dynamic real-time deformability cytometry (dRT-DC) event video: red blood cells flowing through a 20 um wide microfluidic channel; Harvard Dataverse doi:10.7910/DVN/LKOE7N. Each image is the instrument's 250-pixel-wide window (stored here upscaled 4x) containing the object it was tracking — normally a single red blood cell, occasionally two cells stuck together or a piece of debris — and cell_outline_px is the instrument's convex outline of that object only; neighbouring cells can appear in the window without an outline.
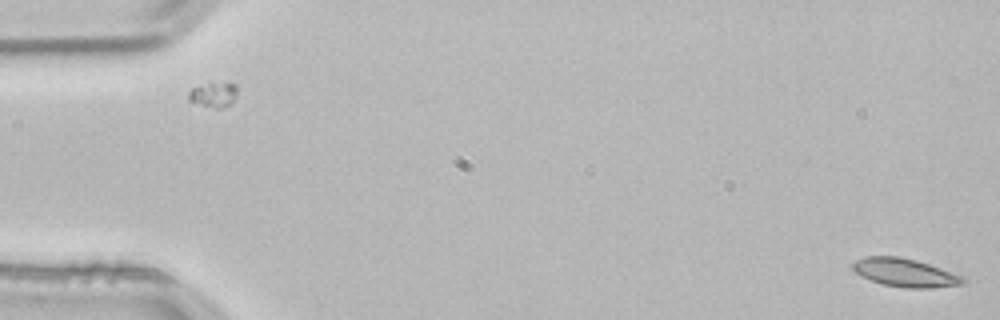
{"species": "common noctule bat (a hibernating species)", "species_latin": "Nyctalus noctula", "temperature_condition": "room temperature", "stored_images_in_passage": 5, "segment_of_instrument_passage": [1, 2], "camera_frame_rate_fps": 3000, "um_per_image_px": 0.085, "animal": {"sex": "male", "body_mass_g": 21.5, "forearm_length_mm": 52.0}, "frame": {"image": 1, "passage_image": 1, "time_ms": 0.0, "image_size_px": [1000, 320], "cell_outline_px": [[968, 280], [964, 284], [932, 288], [904, 288], [884, 284], [872, 280], [856, 272], [852, 268], [852, 264], [856, 260], [864, 256], [900, 256], [916, 260], [928, 264], [960, 276]], "centroid_in_image_um": [76.92, 23.17], "position_along_channel_um": 8.1, "area_um2": 17.92}}
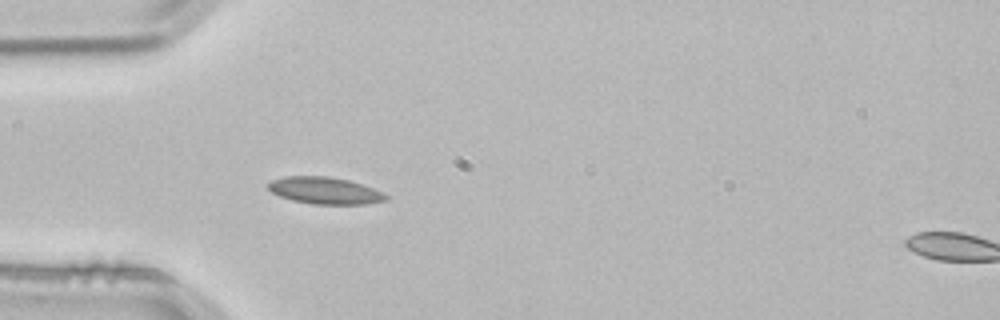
{"frame": {"image": 2, "passage_image": 4, "time_ms": 1.0, "image_size_px": [1000, 320], "cell_outline_px": [[388, 200], [364, 204], [312, 204], [292, 200], [280, 196], [272, 192], [264, 184], [272, 180], [284, 176], [328, 176], [348, 180], [364, 184], [384, 192], [388, 196]], "centroid_in_image_um": [27.62, 16.19], "position_along_channel_um": 57.4, "area_um2": 18.67}}